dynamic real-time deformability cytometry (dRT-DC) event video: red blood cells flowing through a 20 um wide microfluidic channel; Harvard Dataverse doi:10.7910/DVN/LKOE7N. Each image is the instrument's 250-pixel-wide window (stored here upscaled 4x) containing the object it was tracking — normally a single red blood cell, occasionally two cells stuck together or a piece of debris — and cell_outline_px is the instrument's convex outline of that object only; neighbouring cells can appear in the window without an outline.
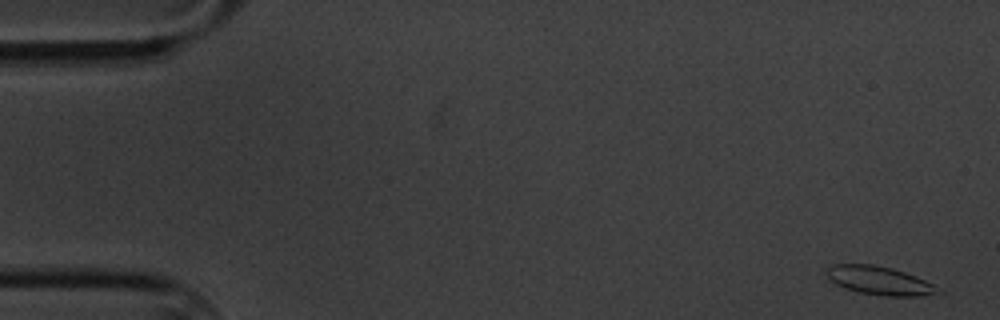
{"species": "common noctule bat (a hibernating species)", "species_latin": "Nyctalus noctula", "temperature_condition": "cold", "stored_images_in_passage": 59, "camera_frame_rate_fps": 3000, "um_per_image_px": 0.085, "animal": {"sex": "male", "body_mass_g": 20.1, "forearm_length_mm": 53.5}, "frame": {"image": 1, "passage_image": 2, "time_ms": 0.333, "image_size_px": [1000, 320], "cell_outline_px": [[936, 288], [932, 292], [920, 296], [884, 296], [860, 292], [844, 288], [836, 284], [824, 272], [832, 264], [872, 264], [892, 268], [916, 276], [932, 284]], "centroid_in_image_um": [74.64, 23.83], "position_along_channel_um": 10.4, "area_um2": 17.98}}
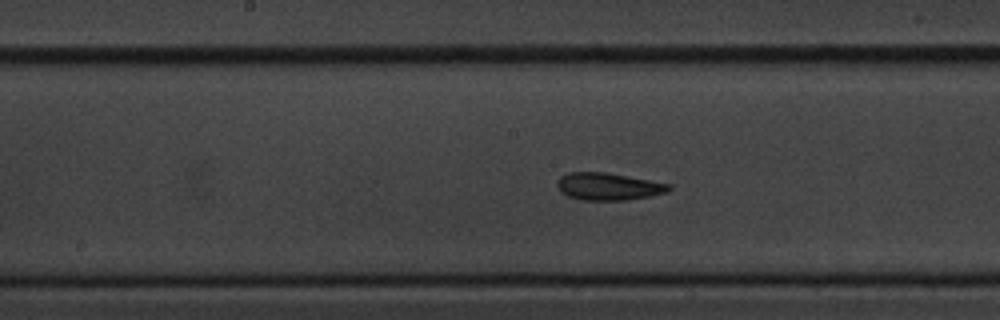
{"frame": {"image": 2, "passage_image": 30, "time_ms": 9.667, "image_size_px": [1000, 320], "cell_outline_px": [[672, 188], [668, 192], [628, 200], [580, 200], [568, 196], [560, 192], [556, 184], [556, 180], [560, 176], [568, 172], [604, 172], [672, 184]], "centroid_in_image_um": [51.68, 15.85], "position_along_channel_um": 196.5, "area_um2": 17.92}}
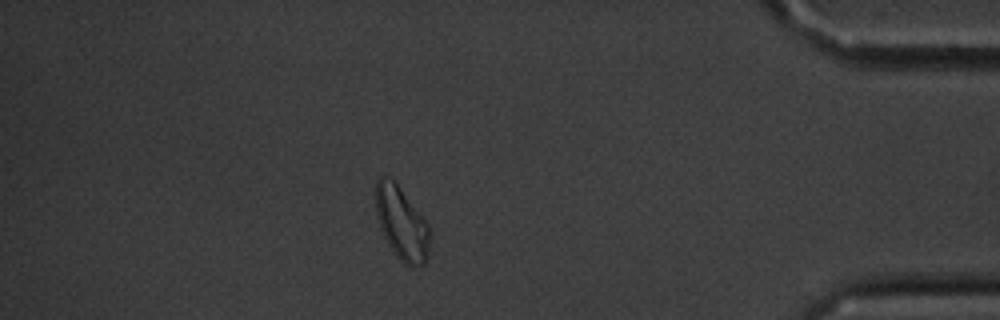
{"frame": {"image": 3, "passage_image": 52, "time_ms": 17.0, "image_size_px": [1000, 320], "cell_outline_px": [[428, 256], [424, 264], [404, 264], [396, 256], [388, 244], [380, 228], [376, 216], [376, 180], [380, 176], [384, 176], [392, 180], [400, 188], [428, 224]], "centroid_in_image_um": [34.1, 18.97], "position_along_channel_um": 401.1, "area_um2": 22.37}, "authors_computed_cell_mechanics": {"area_um2": 18.0914, "velocity_mm_per_s": 3.3416, "shape_relaxation_time_tau1_ms": 6.6313, "shape_relaxation_time_tau2_ms": 2.8273, "deformation_change_tau1": 0.1336, "deformation_change_tau2": 0.0696}}